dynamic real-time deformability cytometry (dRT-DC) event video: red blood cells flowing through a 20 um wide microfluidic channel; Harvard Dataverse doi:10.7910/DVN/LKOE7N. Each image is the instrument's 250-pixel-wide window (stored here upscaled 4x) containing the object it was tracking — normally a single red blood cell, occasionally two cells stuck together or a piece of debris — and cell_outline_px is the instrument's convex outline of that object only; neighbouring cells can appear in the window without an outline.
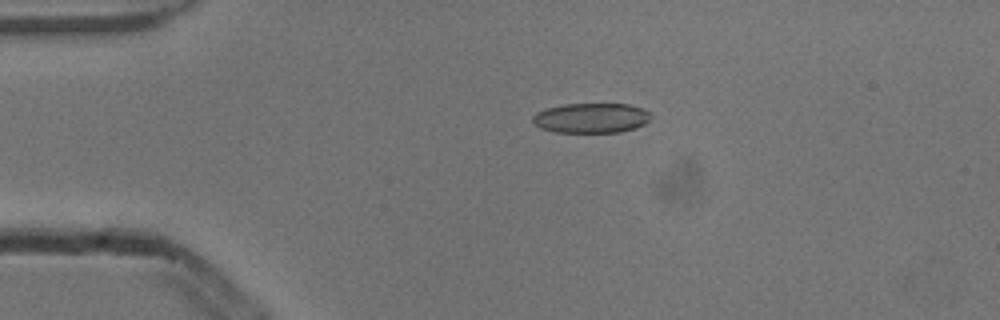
{"species": "common noctule bat (a hibernating species)", "species_latin": "Nyctalus noctula", "temperature_condition": "cold", "stored_images_in_passage": 5, "camera_frame_rate_fps": 3000, "um_per_image_px": 0.085, "animal": {"sex": "male", "body_mass_g": 13.3}, "frame": {"image": 1, "passage_image": 4, "time_ms": 1.0, "image_size_px": [1000, 320], "cell_outline_px": [[652, 116], [644, 124], [636, 128], [620, 132], [556, 132], [540, 128], [532, 120], [532, 116], [536, 112], [544, 108], [564, 104], [628, 104], [644, 108]], "centroid_in_image_um": [50.25, 10.02], "position_along_channel_um": 34.8, "area_um2": 20.69}}
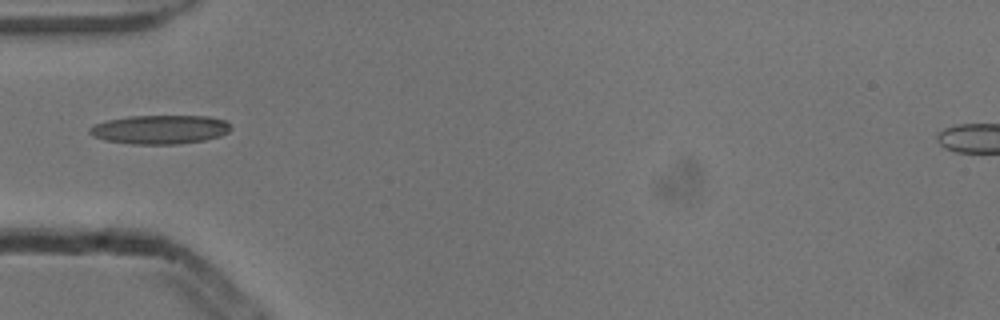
{"frame": {"image": 2, "passage_image": 5, "time_ms": 1.333, "image_size_px": [1000, 320], "cell_outline_px": [[232, 128], [228, 132], [220, 136], [204, 140], [176, 144], [132, 144], [104, 140], [92, 136], [88, 132], [88, 128], [96, 124], [108, 120], [128, 116], [208, 116], [224, 120]], "centroid_in_image_um": [13.58, 11.01], "position_along_channel_um": 71.4, "area_um2": 23.76}}